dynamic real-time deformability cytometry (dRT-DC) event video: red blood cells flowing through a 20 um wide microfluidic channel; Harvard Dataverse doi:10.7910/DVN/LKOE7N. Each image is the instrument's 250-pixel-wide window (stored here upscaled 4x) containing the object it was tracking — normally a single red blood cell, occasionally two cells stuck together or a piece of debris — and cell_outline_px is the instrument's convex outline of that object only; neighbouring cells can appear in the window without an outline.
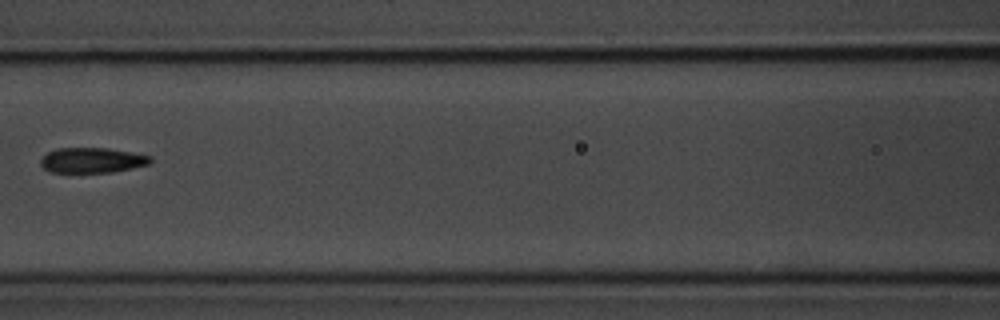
{"species": "common noctule bat (a hibernating species)", "species_latin": "Nyctalus noctula", "temperature_condition": "room temperature", "stored_images_in_passage": 8, "camera_frame_rate_fps": 3000, "um_per_image_px": 0.085, "animal": {"sex": "male", "body_mass_g": 20.1, "forearm_length_mm": 53.5}, "frame": {"image": 1, "passage_image": 7, "time_ms": 7.0, "image_size_px": [1000, 320], "cell_outline_px": [[152, 160], [148, 164], [132, 168], [112, 172], [48, 172], [40, 164], [40, 160], [48, 152], [56, 148], [108, 148], [132, 152], [152, 156]], "centroid_in_image_um": [7.82, 13.61], "position_along_channel_um": 158.8, "area_um2": 16.13}}
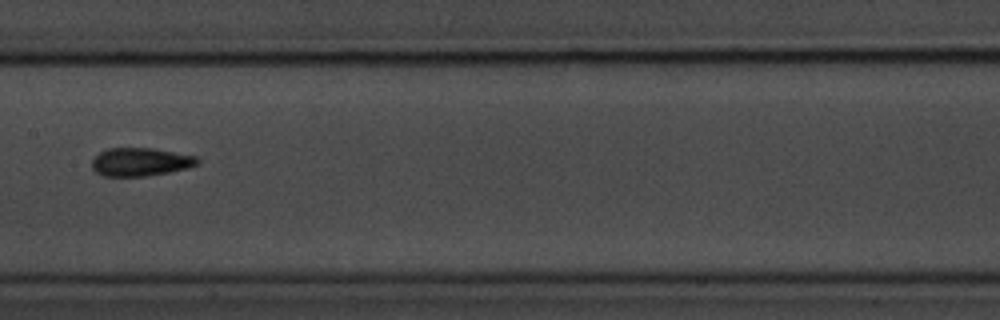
{"frame": {"image": 2, "passage_image": 8, "time_ms": 8.0, "image_size_px": [1000, 320], "cell_outline_px": [[200, 164], [188, 168], [168, 172], [144, 176], [104, 176], [96, 172], [92, 168], [92, 160], [100, 152], [108, 148], [152, 148], [196, 156], [200, 160]], "centroid_in_image_um": [11.96, 13.76], "position_along_channel_um": 195.4, "area_um2": 17.34}}